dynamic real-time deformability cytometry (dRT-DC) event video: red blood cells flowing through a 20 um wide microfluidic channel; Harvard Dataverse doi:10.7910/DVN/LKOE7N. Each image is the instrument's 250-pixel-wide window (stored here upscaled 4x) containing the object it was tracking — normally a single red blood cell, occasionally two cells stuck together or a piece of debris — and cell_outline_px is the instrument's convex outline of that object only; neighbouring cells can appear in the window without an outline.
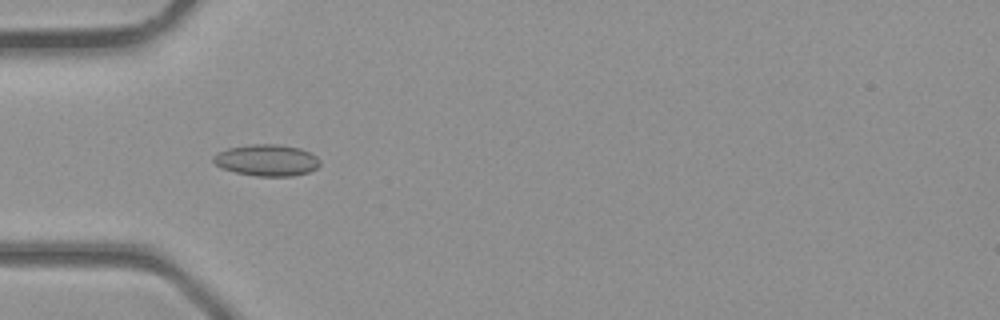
{"species": "common noctule bat (a hibernating species)", "species_latin": "Nyctalus noctula", "temperature_condition": "room temperature", "stored_images_in_passage": 38, "camera_frame_rate_fps": 3000, "um_per_image_px": 0.085, "animal": {"sex": "male", "body_mass_g": 23.1, "forearm_length_mm": 52.7}, "frame": {"image": 1, "passage_image": 12, "time_ms": 3.667, "image_size_px": [1000, 320], "cell_outline_px": [[320, 164], [316, 168], [308, 172], [292, 176], [256, 176], [236, 172], [220, 168], [212, 160], [212, 156], [216, 152], [228, 148], [252, 144], [276, 144], [300, 148], [312, 152], [320, 160]], "centroid_in_image_um": [22.66, 13.61], "position_along_channel_um": 62.3, "area_um2": 19.71}}
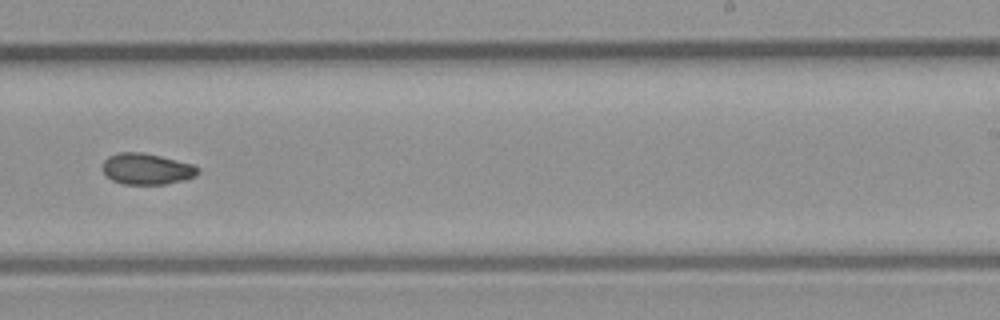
{"frame": {"image": 2, "passage_image": 24, "time_ms": 7.667, "image_size_px": [1000, 320], "cell_outline_px": [[200, 172], [196, 176], [184, 180], [164, 184], [124, 184], [112, 180], [104, 172], [104, 160], [108, 156], [120, 152], [140, 152], [160, 156], [192, 164], [200, 168]], "centroid_in_image_um": [12.5, 14.36], "position_along_channel_um": 276.5, "area_um2": 17.17}}
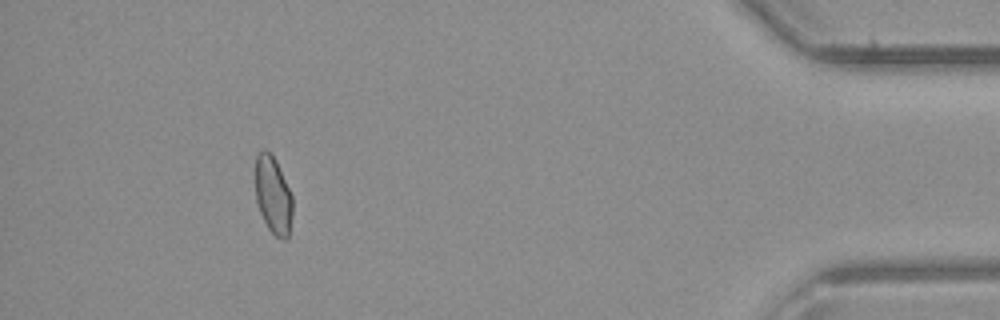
{"frame": {"image": 3, "passage_image": 35, "time_ms": 11.333, "image_size_px": [1000, 320], "cell_outline_px": [[292, 216], [288, 240], [280, 240], [268, 228], [260, 212], [256, 200], [256, 156], [264, 148], [276, 160], [292, 196]], "centroid_in_image_um": [23.23, 16.64], "position_along_channel_um": 412.0, "area_um2": 16.7}}